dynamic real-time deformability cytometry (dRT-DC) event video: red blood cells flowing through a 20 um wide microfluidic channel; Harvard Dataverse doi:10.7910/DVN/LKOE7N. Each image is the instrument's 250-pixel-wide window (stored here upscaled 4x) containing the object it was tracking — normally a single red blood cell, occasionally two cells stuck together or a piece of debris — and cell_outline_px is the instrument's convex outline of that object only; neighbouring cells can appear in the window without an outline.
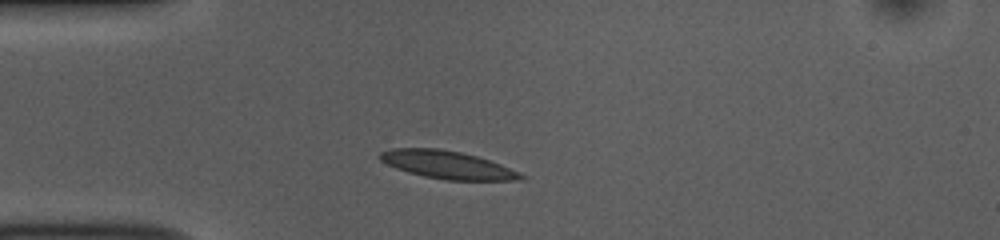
{"species": "common noctule bat (a hibernating species)", "species_latin": "Nyctalus noctula", "temperature_condition": "room temperature", "stored_images_in_passage": 39, "camera_frame_rate_fps": 3000, "um_per_image_px": 0.085, "animal": {"sex": "female", "body_mass_g": 10.0, "forearm_length_mm": 53.1}, "frame": {"image": 1, "passage_image": 1, "time_ms": 0.0, "image_size_px": [1000, 240], "cell_outline_px": [[528, 176], [520, 180], [444, 180], [424, 176], [408, 172], [396, 168], [380, 160], [376, 156], [380, 152], [392, 148], [440, 148], [460, 152], [476, 156], [500, 164], [520, 172]], "centroid_in_image_um": [38.01, 14.01], "position_along_channel_um": 47.0, "area_um2": 22.89}}
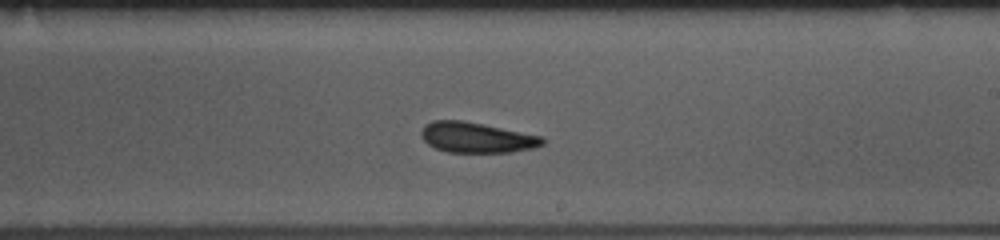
{"frame": {"image": 2, "passage_image": 18, "time_ms": 5.667, "image_size_px": [1000, 240], "cell_outline_px": [[544, 144], [532, 148], [512, 152], [448, 152], [436, 148], [428, 144], [420, 136], [420, 132], [424, 124], [432, 120], [464, 120], [544, 136]], "centroid_in_image_um": [40.5, 11.67], "position_along_channel_um": 248.5, "area_um2": 21.68}}
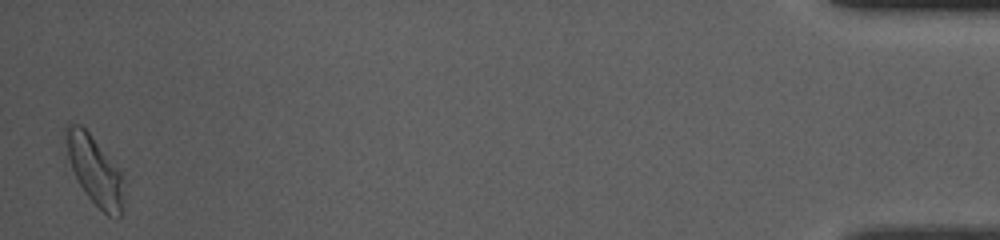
{"frame": {"image": 3, "passage_image": 39, "time_ms": 12.667, "image_size_px": [1000, 240], "cell_outline_px": [[124, 208], [120, 216], [116, 220], [108, 216], [84, 192], [72, 168], [68, 156], [64, 132], [64, 124], [68, 120], [80, 124], [88, 132], [124, 176]], "centroid_in_image_um": [8.07, 14.48], "position_along_channel_um": 427.1, "area_um2": 23.29}, "authors_computed_cell_mechanics": {"area_um2": 21.7328, "velocity_mm_per_s": 3.8243, "shape_relaxation_time_tau1_ms": 2.7505, "shape_relaxation_time_tau2_ms": 2.6742, "deformation_change_tau1": 0.1174, "deformation_change_tau2": 0.107}}